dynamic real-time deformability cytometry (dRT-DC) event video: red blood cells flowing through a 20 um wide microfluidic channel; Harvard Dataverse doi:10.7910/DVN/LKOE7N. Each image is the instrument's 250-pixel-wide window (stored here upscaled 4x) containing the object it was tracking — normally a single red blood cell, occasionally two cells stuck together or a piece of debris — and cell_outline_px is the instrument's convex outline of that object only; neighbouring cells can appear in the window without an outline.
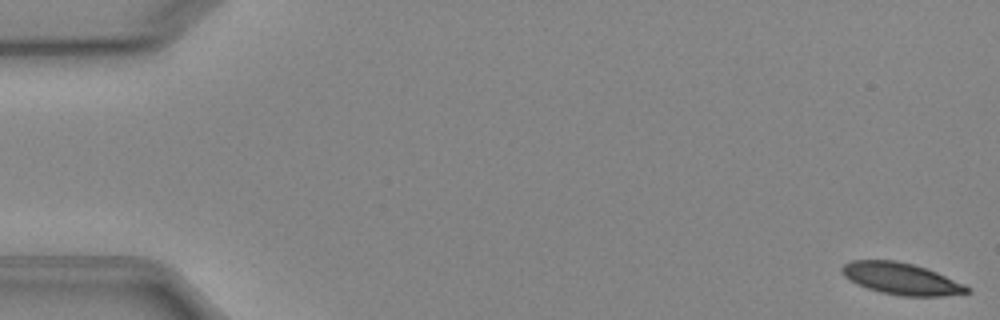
{"species": "Egyptian fruit bat (a non-hibernating species)", "species_latin": "Rousettus aegyptiacus", "temperature_condition": "cold", "stored_images_in_passage": 5, "segment_of_instrument_passage": [1, 2], "camera_frame_rate_fps": 3000, "um_per_image_px": 0.085, "animal": {"sex": "female"}, "frame": {"image": 1, "passage_image": 1, "time_ms": 0.0, "image_size_px": [1000, 320], "cell_outline_px": [[972, 292], [944, 296], [900, 296], [880, 292], [856, 284], [844, 276], [840, 272], [840, 268], [844, 264], [852, 260], [896, 260], [912, 264], [936, 272], [964, 284], [972, 288]], "centroid_in_image_um": [76.6, 23.7], "position_along_channel_um": 8.4, "area_um2": 23.18}}